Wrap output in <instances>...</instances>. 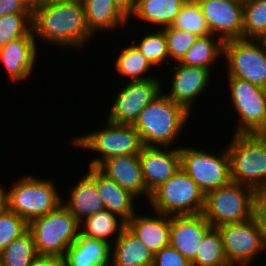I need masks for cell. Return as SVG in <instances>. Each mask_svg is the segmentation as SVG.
Instances as JSON below:
<instances>
[{
    "label": "cell",
    "mask_w": 266,
    "mask_h": 266,
    "mask_svg": "<svg viewBox=\"0 0 266 266\" xmlns=\"http://www.w3.org/2000/svg\"><path fill=\"white\" fill-rule=\"evenodd\" d=\"M32 22L34 36L57 47L81 49L93 36L83 4L41 0L33 7Z\"/></svg>",
    "instance_id": "6da1fadb"
},
{
    "label": "cell",
    "mask_w": 266,
    "mask_h": 266,
    "mask_svg": "<svg viewBox=\"0 0 266 266\" xmlns=\"http://www.w3.org/2000/svg\"><path fill=\"white\" fill-rule=\"evenodd\" d=\"M190 115L185 107L162 92L139 113L132 126L139 133L143 146L170 147Z\"/></svg>",
    "instance_id": "7a4b0ae2"
},
{
    "label": "cell",
    "mask_w": 266,
    "mask_h": 266,
    "mask_svg": "<svg viewBox=\"0 0 266 266\" xmlns=\"http://www.w3.org/2000/svg\"><path fill=\"white\" fill-rule=\"evenodd\" d=\"M226 147L231 182L256 189L266 187V140L259 134H233Z\"/></svg>",
    "instance_id": "3957f363"
},
{
    "label": "cell",
    "mask_w": 266,
    "mask_h": 266,
    "mask_svg": "<svg viewBox=\"0 0 266 266\" xmlns=\"http://www.w3.org/2000/svg\"><path fill=\"white\" fill-rule=\"evenodd\" d=\"M5 192L6 207L27 223L56 210L62 203L60 193L51 180L22 176Z\"/></svg>",
    "instance_id": "277c9868"
},
{
    "label": "cell",
    "mask_w": 266,
    "mask_h": 266,
    "mask_svg": "<svg viewBox=\"0 0 266 266\" xmlns=\"http://www.w3.org/2000/svg\"><path fill=\"white\" fill-rule=\"evenodd\" d=\"M39 255L62 258L80 234V223L63 205L28 223Z\"/></svg>",
    "instance_id": "5b68a950"
},
{
    "label": "cell",
    "mask_w": 266,
    "mask_h": 266,
    "mask_svg": "<svg viewBox=\"0 0 266 266\" xmlns=\"http://www.w3.org/2000/svg\"><path fill=\"white\" fill-rule=\"evenodd\" d=\"M105 128L72 139V144L101 154L91 159L90 167H98L115 156L139 155L143 147L139 133L132 125L115 124L106 120Z\"/></svg>",
    "instance_id": "8992f818"
},
{
    "label": "cell",
    "mask_w": 266,
    "mask_h": 266,
    "mask_svg": "<svg viewBox=\"0 0 266 266\" xmlns=\"http://www.w3.org/2000/svg\"><path fill=\"white\" fill-rule=\"evenodd\" d=\"M149 201L155 212L164 215L201 214L205 206V194L192 178L180 169L151 193Z\"/></svg>",
    "instance_id": "52a82bcc"
},
{
    "label": "cell",
    "mask_w": 266,
    "mask_h": 266,
    "mask_svg": "<svg viewBox=\"0 0 266 266\" xmlns=\"http://www.w3.org/2000/svg\"><path fill=\"white\" fill-rule=\"evenodd\" d=\"M254 193L250 186L230 182L205 194L202 214L212 227L250 220Z\"/></svg>",
    "instance_id": "ba28073f"
},
{
    "label": "cell",
    "mask_w": 266,
    "mask_h": 266,
    "mask_svg": "<svg viewBox=\"0 0 266 266\" xmlns=\"http://www.w3.org/2000/svg\"><path fill=\"white\" fill-rule=\"evenodd\" d=\"M179 150L181 169L204 194L231 182L230 159L226 148L218 155L192 147H180Z\"/></svg>",
    "instance_id": "9c48e42d"
},
{
    "label": "cell",
    "mask_w": 266,
    "mask_h": 266,
    "mask_svg": "<svg viewBox=\"0 0 266 266\" xmlns=\"http://www.w3.org/2000/svg\"><path fill=\"white\" fill-rule=\"evenodd\" d=\"M256 39H233L223 43L228 77L266 89V51Z\"/></svg>",
    "instance_id": "30bf717a"
},
{
    "label": "cell",
    "mask_w": 266,
    "mask_h": 266,
    "mask_svg": "<svg viewBox=\"0 0 266 266\" xmlns=\"http://www.w3.org/2000/svg\"><path fill=\"white\" fill-rule=\"evenodd\" d=\"M228 81L231 102L240 119L234 133H260L266 126V89L234 77Z\"/></svg>",
    "instance_id": "8fae6325"
},
{
    "label": "cell",
    "mask_w": 266,
    "mask_h": 266,
    "mask_svg": "<svg viewBox=\"0 0 266 266\" xmlns=\"http://www.w3.org/2000/svg\"><path fill=\"white\" fill-rule=\"evenodd\" d=\"M217 228L222 236L229 264L249 266L255 256L266 249L262 235L252 218L244 222L223 224Z\"/></svg>",
    "instance_id": "7c38bea8"
},
{
    "label": "cell",
    "mask_w": 266,
    "mask_h": 266,
    "mask_svg": "<svg viewBox=\"0 0 266 266\" xmlns=\"http://www.w3.org/2000/svg\"><path fill=\"white\" fill-rule=\"evenodd\" d=\"M158 78L129 81L117 94L107 115L115 124L133 125L139 113L162 93V83Z\"/></svg>",
    "instance_id": "4fadbf2b"
},
{
    "label": "cell",
    "mask_w": 266,
    "mask_h": 266,
    "mask_svg": "<svg viewBox=\"0 0 266 266\" xmlns=\"http://www.w3.org/2000/svg\"><path fill=\"white\" fill-rule=\"evenodd\" d=\"M210 34L223 42L243 38V2L238 0H196Z\"/></svg>",
    "instance_id": "5bb4252c"
},
{
    "label": "cell",
    "mask_w": 266,
    "mask_h": 266,
    "mask_svg": "<svg viewBox=\"0 0 266 266\" xmlns=\"http://www.w3.org/2000/svg\"><path fill=\"white\" fill-rule=\"evenodd\" d=\"M168 148L143 146L138 155L143 180L150 194L181 169L179 147Z\"/></svg>",
    "instance_id": "9a60e30c"
},
{
    "label": "cell",
    "mask_w": 266,
    "mask_h": 266,
    "mask_svg": "<svg viewBox=\"0 0 266 266\" xmlns=\"http://www.w3.org/2000/svg\"><path fill=\"white\" fill-rule=\"evenodd\" d=\"M212 228L203 214L170 216L169 245L192 261L204 235Z\"/></svg>",
    "instance_id": "2e32d148"
},
{
    "label": "cell",
    "mask_w": 266,
    "mask_h": 266,
    "mask_svg": "<svg viewBox=\"0 0 266 266\" xmlns=\"http://www.w3.org/2000/svg\"><path fill=\"white\" fill-rule=\"evenodd\" d=\"M172 70L174 72L171 82L172 87L168 93L164 94L190 112L193 110V102L207 87L212 71L205 68L187 66L179 62L172 67Z\"/></svg>",
    "instance_id": "e0dca14e"
},
{
    "label": "cell",
    "mask_w": 266,
    "mask_h": 266,
    "mask_svg": "<svg viewBox=\"0 0 266 266\" xmlns=\"http://www.w3.org/2000/svg\"><path fill=\"white\" fill-rule=\"evenodd\" d=\"M33 30L25 37L11 40L0 48V61L13 82L24 81L32 74L37 55Z\"/></svg>",
    "instance_id": "ac0fdd59"
},
{
    "label": "cell",
    "mask_w": 266,
    "mask_h": 266,
    "mask_svg": "<svg viewBox=\"0 0 266 266\" xmlns=\"http://www.w3.org/2000/svg\"><path fill=\"white\" fill-rule=\"evenodd\" d=\"M97 169L137 198L146 195L149 200L151 194L146 189L138 155L109 158L103 161Z\"/></svg>",
    "instance_id": "d6986e66"
},
{
    "label": "cell",
    "mask_w": 266,
    "mask_h": 266,
    "mask_svg": "<svg viewBox=\"0 0 266 266\" xmlns=\"http://www.w3.org/2000/svg\"><path fill=\"white\" fill-rule=\"evenodd\" d=\"M86 172L97 185V190L105 209L117 214L126 222L134 215V200L137 198L131 192L121 188L114 180L109 179L96 167H90Z\"/></svg>",
    "instance_id": "ffe728a7"
},
{
    "label": "cell",
    "mask_w": 266,
    "mask_h": 266,
    "mask_svg": "<svg viewBox=\"0 0 266 266\" xmlns=\"http://www.w3.org/2000/svg\"><path fill=\"white\" fill-rule=\"evenodd\" d=\"M62 260L64 266H111V245L80 233Z\"/></svg>",
    "instance_id": "44dd1931"
},
{
    "label": "cell",
    "mask_w": 266,
    "mask_h": 266,
    "mask_svg": "<svg viewBox=\"0 0 266 266\" xmlns=\"http://www.w3.org/2000/svg\"><path fill=\"white\" fill-rule=\"evenodd\" d=\"M155 213L156 217L135 213L127 222V228L154 254L169 245L170 233V216Z\"/></svg>",
    "instance_id": "7402d4cb"
},
{
    "label": "cell",
    "mask_w": 266,
    "mask_h": 266,
    "mask_svg": "<svg viewBox=\"0 0 266 266\" xmlns=\"http://www.w3.org/2000/svg\"><path fill=\"white\" fill-rule=\"evenodd\" d=\"M111 266H151L154 253L127 227L117 239H111Z\"/></svg>",
    "instance_id": "603a6c76"
},
{
    "label": "cell",
    "mask_w": 266,
    "mask_h": 266,
    "mask_svg": "<svg viewBox=\"0 0 266 266\" xmlns=\"http://www.w3.org/2000/svg\"><path fill=\"white\" fill-rule=\"evenodd\" d=\"M69 193L70 198L63 205L79 223L105 209L96 182L88 174L84 175Z\"/></svg>",
    "instance_id": "cb8c5ba5"
},
{
    "label": "cell",
    "mask_w": 266,
    "mask_h": 266,
    "mask_svg": "<svg viewBox=\"0 0 266 266\" xmlns=\"http://www.w3.org/2000/svg\"><path fill=\"white\" fill-rule=\"evenodd\" d=\"M84 11L89 32L125 27L128 18L116 7L113 0H84Z\"/></svg>",
    "instance_id": "d4e9b609"
},
{
    "label": "cell",
    "mask_w": 266,
    "mask_h": 266,
    "mask_svg": "<svg viewBox=\"0 0 266 266\" xmlns=\"http://www.w3.org/2000/svg\"><path fill=\"white\" fill-rule=\"evenodd\" d=\"M126 227L127 222L124 219L104 209L81 222L80 233L83 236L102 240L111 245L109 240L112 238L111 236L117 239Z\"/></svg>",
    "instance_id": "484cf974"
},
{
    "label": "cell",
    "mask_w": 266,
    "mask_h": 266,
    "mask_svg": "<svg viewBox=\"0 0 266 266\" xmlns=\"http://www.w3.org/2000/svg\"><path fill=\"white\" fill-rule=\"evenodd\" d=\"M187 0H137L132 16L160 28L168 27Z\"/></svg>",
    "instance_id": "4316f807"
},
{
    "label": "cell",
    "mask_w": 266,
    "mask_h": 266,
    "mask_svg": "<svg viewBox=\"0 0 266 266\" xmlns=\"http://www.w3.org/2000/svg\"><path fill=\"white\" fill-rule=\"evenodd\" d=\"M217 36L209 34L199 37L192 47L185 53L179 62L187 66L212 69L216 59L223 55V41L220 38L213 39Z\"/></svg>",
    "instance_id": "83f0119b"
},
{
    "label": "cell",
    "mask_w": 266,
    "mask_h": 266,
    "mask_svg": "<svg viewBox=\"0 0 266 266\" xmlns=\"http://www.w3.org/2000/svg\"><path fill=\"white\" fill-rule=\"evenodd\" d=\"M38 255L33 235L27 230L0 252V266H29Z\"/></svg>",
    "instance_id": "f1b7e54d"
},
{
    "label": "cell",
    "mask_w": 266,
    "mask_h": 266,
    "mask_svg": "<svg viewBox=\"0 0 266 266\" xmlns=\"http://www.w3.org/2000/svg\"><path fill=\"white\" fill-rule=\"evenodd\" d=\"M151 65L134 44L121 50L115 61V69L121 76L130 81L152 79L155 76H142L150 70Z\"/></svg>",
    "instance_id": "f546056e"
},
{
    "label": "cell",
    "mask_w": 266,
    "mask_h": 266,
    "mask_svg": "<svg viewBox=\"0 0 266 266\" xmlns=\"http://www.w3.org/2000/svg\"><path fill=\"white\" fill-rule=\"evenodd\" d=\"M192 266H226L228 261L224 252L222 236L217 227H212L202 240Z\"/></svg>",
    "instance_id": "4dcf8cb0"
},
{
    "label": "cell",
    "mask_w": 266,
    "mask_h": 266,
    "mask_svg": "<svg viewBox=\"0 0 266 266\" xmlns=\"http://www.w3.org/2000/svg\"><path fill=\"white\" fill-rule=\"evenodd\" d=\"M170 27L194 33L199 37L210 34L206 20L196 0H187L182 5Z\"/></svg>",
    "instance_id": "1f68e13d"
},
{
    "label": "cell",
    "mask_w": 266,
    "mask_h": 266,
    "mask_svg": "<svg viewBox=\"0 0 266 266\" xmlns=\"http://www.w3.org/2000/svg\"><path fill=\"white\" fill-rule=\"evenodd\" d=\"M266 29V0L243 1V39H256Z\"/></svg>",
    "instance_id": "d6a6232c"
},
{
    "label": "cell",
    "mask_w": 266,
    "mask_h": 266,
    "mask_svg": "<svg viewBox=\"0 0 266 266\" xmlns=\"http://www.w3.org/2000/svg\"><path fill=\"white\" fill-rule=\"evenodd\" d=\"M134 45L154 67L155 65L158 66V64L160 65L164 62L169 63L167 41L164 31L161 28L153 33H148V35L143 36L142 40L138 42V44L134 43Z\"/></svg>",
    "instance_id": "836d02e7"
},
{
    "label": "cell",
    "mask_w": 266,
    "mask_h": 266,
    "mask_svg": "<svg viewBox=\"0 0 266 266\" xmlns=\"http://www.w3.org/2000/svg\"><path fill=\"white\" fill-rule=\"evenodd\" d=\"M33 30L32 14H6L0 17V48Z\"/></svg>",
    "instance_id": "e575fe53"
},
{
    "label": "cell",
    "mask_w": 266,
    "mask_h": 266,
    "mask_svg": "<svg viewBox=\"0 0 266 266\" xmlns=\"http://www.w3.org/2000/svg\"><path fill=\"white\" fill-rule=\"evenodd\" d=\"M28 230V223L6 206L0 212V252Z\"/></svg>",
    "instance_id": "d590c367"
},
{
    "label": "cell",
    "mask_w": 266,
    "mask_h": 266,
    "mask_svg": "<svg viewBox=\"0 0 266 266\" xmlns=\"http://www.w3.org/2000/svg\"><path fill=\"white\" fill-rule=\"evenodd\" d=\"M167 41L169 58L173 61L180 62L185 53L192 47L194 42L199 38L194 33L171 28L170 26L162 28Z\"/></svg>",
    "instance_id": "8d00e7d4"
},
{
    "label": "cell",
    "mask_w": 266,
    "mask_h": 266,
    "mask_svg": "<svg viewBox=\"0 0 266 266\" xmlns=\"http://www.w3.org/2000/svg\"><path fill=\"white\" fill-rule=\"evenodd\" d=\"M252 219L259 229L266 245V190L256 189L253 196Z\"/></svg>",
    "instance_id": "74e56055"
},
{
    "label": "cell",
    "mask_w": 266,
    "mask_h": 266,
    "mask_svg": "<svg viewBox=\"0 0 266 266\" xmlns=\"http://www.w3.org/2000/svg\"><path fill=\"white\" fill-rule=\"evenodd\" d=\"M152 266H192V262L167 245L155 253Z\"/></svg>",
    "instance_id": "f35d334b"
},
{
    "label": "cell",
    "mask_w": 266,
    "mask_h": 266,
    "mask_svg": "<svg viewBox=\"0 0 266 266\" xmlns=\"http://www.w3.org/2000/svg\"><path fill=\"white\" fill-rule=\"evenodd\" d=\"M33 7L26 0H0V17L6 14H32Z\"/></svg>",
    "instance_id": "ab89813d"
},
{
    "label": "cell",
    "mask_w": 266,
    "mask_h": 266,
    "mask_svg": "<svg viewBox=\"0 0 266 266\" xmlns=\"http://www.w3.org/2000/svg\"><path fill=\"white\" fill-rule=\"evenodd\" d=\"M29 266H64V264L60 257L38 255Z\"/></svg>",
    "instance_id": "60d3db41"
},
{
    "label": "cell",
    "mask_w": 266,
    "mask_h": 266,
    "mask_svg": "<svg viewBox=\"0 0 266 266\" xmlns=\"http://www.w3.org/2000/svg\"><path fill=\"white\" fill-rule=\"evenodd\" d=\"M116 7L128 18L135 12L137 0H113Z\"/></svg>",
    "instance_id": "b9f144b4"
},
{
    "label": "cell",
    "mask_w": 266,
    "mask_h": 266,
    "mask_svg": "<svg viewBox=\"0 0 266 266\" xmlns=\"http://www.w3.org/2000/svg\"><path fill=\"white\" fill-rule=\"evenodd\" d=\"M262 48L266 51V29L256 38Z\"/></svg>",
    "instance_id": "7bdbcfd3"
},
{
    "label": "cell",
    "mask_w": 266,
    "mask_h": 266,
    "mask_svg": "<svg viewBox=\"0 0 266 266\" xmlns=\"http://www.w3.org/2000/svg\"><path fill=\"white\" fill-rule=\"evenodd\" d=\"M5 188L2 187V185L0 186V212L3 210V208L6 206L5 205Z\"/></svg>",
    "instance_id": "ee69618b"
},
{
    "label": "cell",
    "mask_w": 266,
    "mask_h": 266,
    "mask_svg": "<svg viewBox=\"0 0 266 266\" xmlns=\"http://www.w3.org/2000/svg\"><path fill=\"white\" fill-rule=\"evenodd\" d=\"M44 1H50L56 3H78V4H83L84 2V0H44Z\"/></svg>",
    "instance_id": "f6af8a7d"
},
{
    "label": "cell",
    "mask_w": 266,
    "mask_h": 266,
    "mask_svg": "<svg viewBox=\"0 0 266 266\" xmlns=\"http://www.w3.org/2000/svg\"><path fill=\"white\" fill-rule=\"evenodd\" d=\"M32 7H35L41 0H26Z\"/></svg>",
    "instance_id": "bcb514c9"
},
{
    "label": "cell",
    "mask_w": 266,
    "mask_h": 266,
    "mask_svg": "<svg viewBox=\"0 0 266 266\" xmlns=\"http://www.w3.org/2000/svg\"><path fill=\"white\" fill-rule=\"evenodd\" d=\"M266 140V126L259 133Z\"/></svg>",
    "instance_id": "7dc6e473"
}]
</instances>
